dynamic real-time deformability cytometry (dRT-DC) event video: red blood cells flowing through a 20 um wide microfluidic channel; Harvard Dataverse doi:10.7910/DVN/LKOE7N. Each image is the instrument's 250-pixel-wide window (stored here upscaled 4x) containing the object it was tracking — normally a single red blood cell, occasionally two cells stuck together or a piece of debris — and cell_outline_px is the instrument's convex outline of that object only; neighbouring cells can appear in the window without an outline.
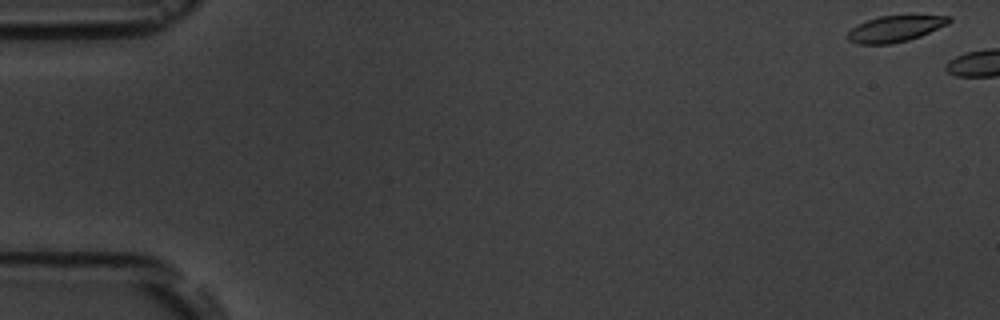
{"species": "common noctule bat (a hibernating species)", "species_latin": "Nyctalus noctula", "temperature_condition": "room temperature", "stored_images_in_passage": 3, "camera_frame_rate_fps": 3000, "um_per_image_px": 0.085, "animal": {"sex": "male", "body_mass_g": 19.5, "forearm_length_mm": 54.6}, "frame": {"image": 1, "passage_image": 1, "time_ms": 0.0, "image_size_px": [1000, 320], "cell_outline_px": [[952, 20], [948, 24], [920, 36], [908, 40], [892, 44], [856, 44], [848, 40], [844, 36], [856, 24], [880, 16], [952, 16]], "centroid_in_image_um": [76.04, 2.46], "position_along_channel_um": 9.0, "area_um2": 15.43}}